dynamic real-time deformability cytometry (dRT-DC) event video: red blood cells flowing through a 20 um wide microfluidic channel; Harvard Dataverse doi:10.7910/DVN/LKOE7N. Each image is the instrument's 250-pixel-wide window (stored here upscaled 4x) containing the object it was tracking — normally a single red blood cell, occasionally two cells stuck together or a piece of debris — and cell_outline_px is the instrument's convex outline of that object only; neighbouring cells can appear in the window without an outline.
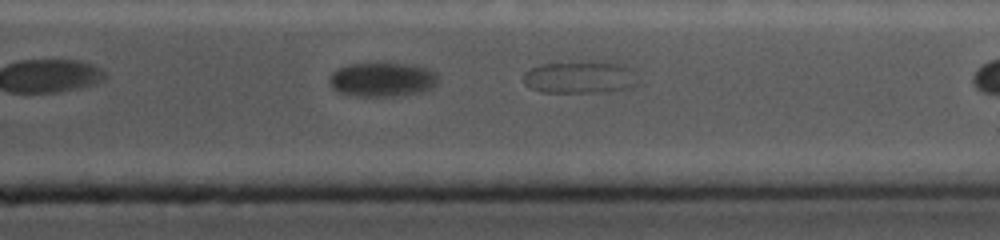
{"species": "common noctule bat (a hibernating species)", "species_latin": "Nyctalus noctula", "temperature_condition": "cold", "stored_images_in_passage": 47, "camera_frame_rate_fps": 5000, "um_per_image_px": 0.085, "animal": {"sex": "female", "body_mass_g": 19.0, "forearm_length_mm": 56.7}, "frame": {"image": 1, "passage_image": 42, "time_ms": 7.2, "image_size_px": [1000, 240], "cell_outline_px": [[436, 84], [432, 88], [424, 92], [396, 96], [356, 96], [340, 92], [332, 88], [328, 84], [328, 80], [332, 72], [348, 64], [404, 64], [428, 68], [436, 72]], "centroid_in_image_um": [32.48, 6.78], "position_along_channel_um": 378.9, "area_um2": 21.56}}